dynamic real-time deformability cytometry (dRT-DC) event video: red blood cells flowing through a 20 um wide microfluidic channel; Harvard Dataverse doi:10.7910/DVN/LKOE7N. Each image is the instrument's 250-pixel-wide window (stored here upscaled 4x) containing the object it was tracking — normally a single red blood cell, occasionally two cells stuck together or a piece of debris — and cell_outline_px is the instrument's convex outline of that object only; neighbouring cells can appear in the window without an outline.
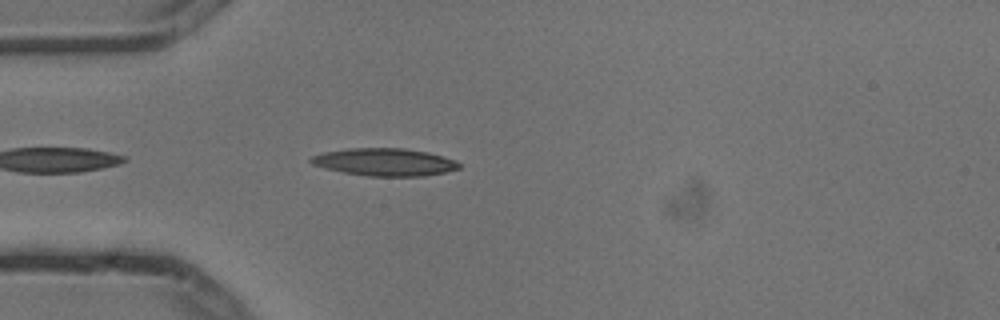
{"species": "common noctule bat (a hibernating species)", "species_latin": "Nyctalus noctula", "temperature_condition": "cold", "stored_images_in_passage": 3, "camera_frame_rate_fps": 3000, "um_per_image_px": 0.085, "animal": {"sex": "male", "body_mass_g": 13.3}, "frame": {"image": 1, "passage_image": 3, "time_ms": 0.667, "image_size_px": [1000, 320], "cell_outline_px": [[460, 168], [444, 172], [424, 176], [368, 176], [344, 172], [324, 168], [312, 164], [308, 160], [312, 156], [324, 152], [348, 148], [404, 148], [428, 152], [456, 160], [460, 164]], "centroid_in_image_um": [32.69, 13.77], "position_along_channel_um": 52.3, "area_um2": 23.76}}